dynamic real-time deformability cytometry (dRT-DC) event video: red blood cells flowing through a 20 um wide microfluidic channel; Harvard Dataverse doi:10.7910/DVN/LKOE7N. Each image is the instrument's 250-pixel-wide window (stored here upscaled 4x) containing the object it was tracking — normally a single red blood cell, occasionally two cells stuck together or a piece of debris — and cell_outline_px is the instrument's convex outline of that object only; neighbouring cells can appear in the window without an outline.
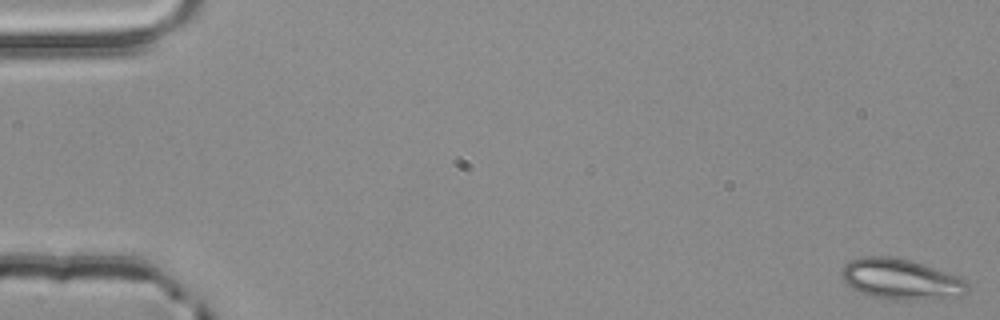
{"species": "common noctule bat (a hibernating species)", "species_latin": "Nyctalus noctula", "temperature_condition": "room temperature", "stored_images_in_passage": 55, "camera_frame_rate_fps": 3000, "um_per_image_px": 0.085, "animal": {"sex": "male", "body_mass_g": 20.4}, "frame": {"image": 1, "passage_image": 1, "time_ms": 0.0, "image_size_px": [1000, 320], "cell_outline_px": [[968, 292], [964, 296], [936, 300], [880, 300], [860, 292], [852, 288], [840, 276], [840, 272], [844, 264], [860, 256], [892, 256], [924, 264], [956, 276], [964, 280], [968, 284]], "centroid_in_image_um": [76.58, 23.76], "position_along_channel_um": 8.4, "area_um2": 30.4}}
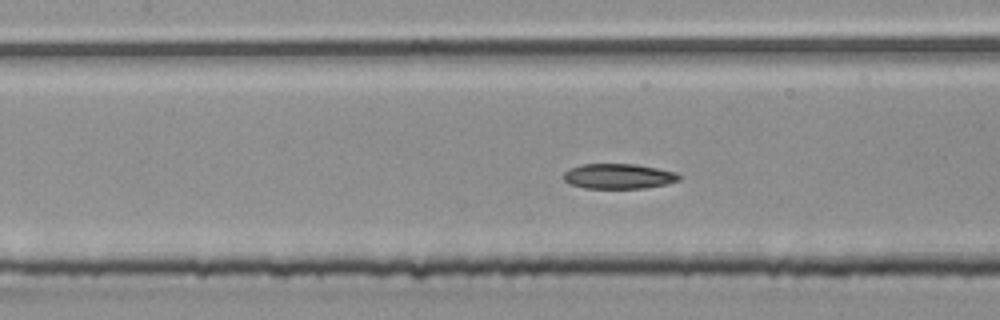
{"frame": {"image": 2, "passage_image": 25, "time_ms": 8.0, "image_size_px": [1000, 320], "cell_outline_px": [[684, 176], [680, 180], [668, 184], [644, 188], [584, 188], [568, 184], [564, 180], [564, 172], [568, 168], [580, 164], [636, 164], [676, 172]], "centroid_in_image_um": [52.58, 14.98], "position_along_channel_um": 154.8, "area_um2": 17.17}}
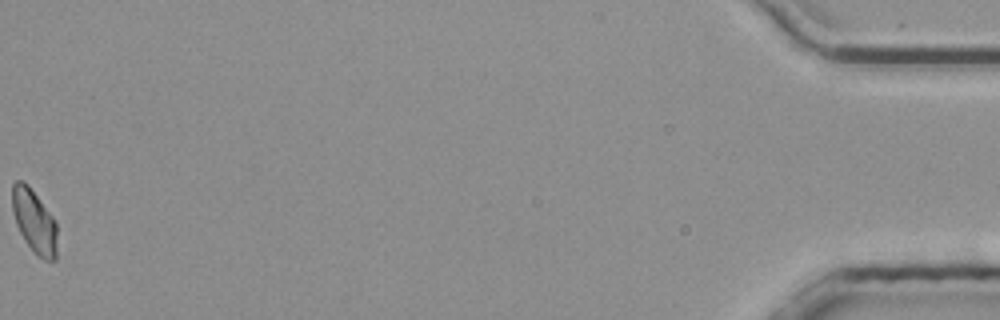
{"frame": {"image": 3, "passage_image": 55, "time_ms": 18.0, "image_size_px": [1000, 320], "cell_outline_px": [[56, 260], [44, 260], [24, 240], [16, 224], [12, 212], [12, 184], [16, 180], [24, 180], [28, 184], [56, 220]], "centroid_in_image_um": [2.9, 18.75], "position_along_channel_um": 432.3, "area_um2": 16.59}, "authors_computed_cell_mechanics": {"area_um2": 17.34, "velocity_mm_per_s": 3.8543, "shape_relaxation_time_tau1_ms": null, "shape_relaxation_time_tau2_ms": 3.9388, "deformation_change_tau1": null, "deformation_change_tau2": 0.0806}}